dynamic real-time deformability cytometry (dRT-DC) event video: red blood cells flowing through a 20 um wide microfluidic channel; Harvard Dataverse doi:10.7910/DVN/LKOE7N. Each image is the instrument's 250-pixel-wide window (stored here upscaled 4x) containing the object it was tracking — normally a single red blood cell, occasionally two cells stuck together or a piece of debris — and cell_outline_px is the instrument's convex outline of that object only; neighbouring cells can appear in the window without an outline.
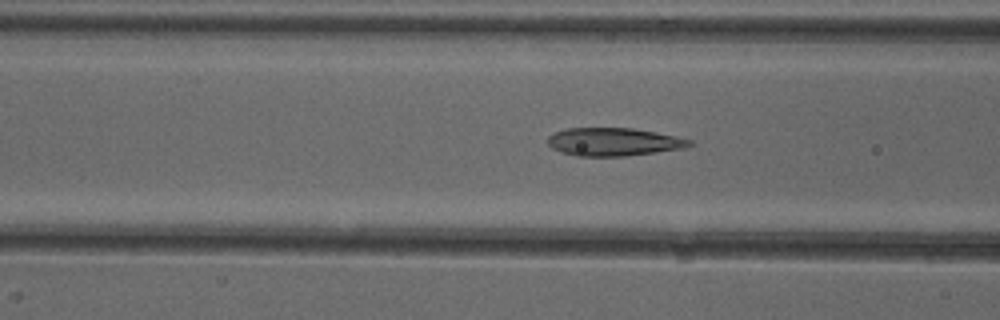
{"species": "common noctule bat (a hibernating species)", "species_latin": "Nyctalus noctula", "temperature_condition": "cold", "stored_images_in_passage": 41, "camera_frame_rate_fps": 3000, "um_per_image_px": 0.085, "animal": {"sex": "female"}, "frame": {"image": 1, "passage_image": 17, "time_ms": 5.333, "image_size_px": [1000, 320], "cell_outline_px": [[692, 144], [684, 148], [656, 152], [624, 156], [576, 156], [552, 148], [548, 144], [548, 136], [556, 132], [568, 128], [632, 128], [656, 132], [676, 136], [692, 140]], "centroid_in_image_um": [52.17, 12.05], "position_along_channel_um": 114.4, "area_um2": 23.0}}
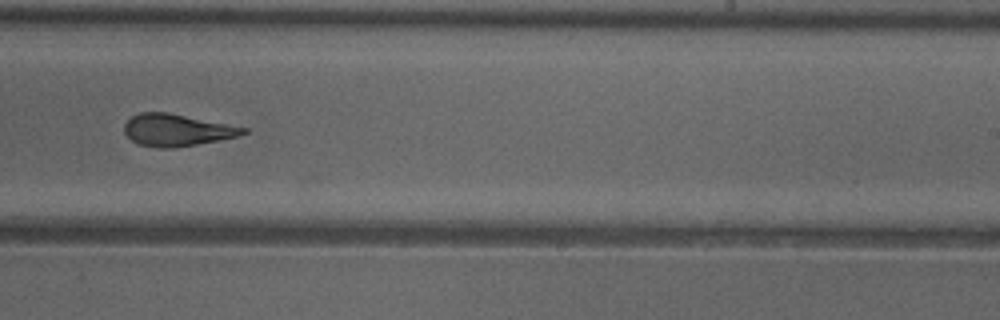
{"frame": {"image": 2, "passage_image": 29, "time_ms": 9.333, "image_size_px": [1000, 320], "cell_outline_px": [[248, 132], [236, 136], [220, 140], [172, 148], [160, 148], [140, 144], [132, 140], [124, 132], [124, 124], [132, 116], [140, 112], [168, 112], [248, 128]], "centroid_in_image_um": [15.02, 11.05], "position_along_channel_um": 274.0, "area_um2": 21.96}}
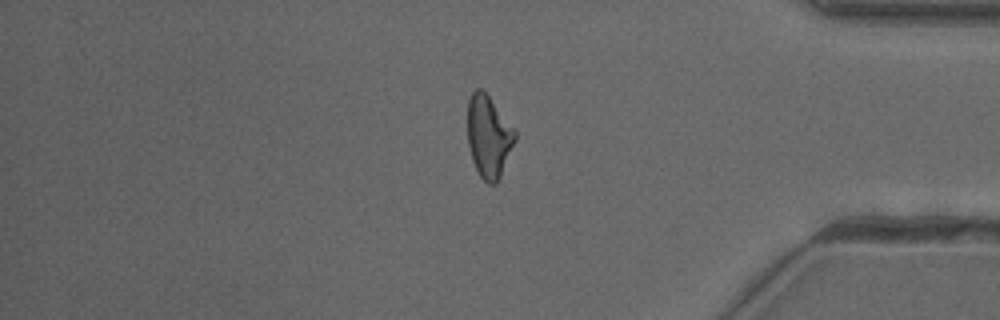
{"frame": {"image": 3, "passage_image": 40, "time_ms": 13.0, "image_size_px": [1000, 320], "cell_outline_px": [[516, 140], [500, 176], [496, 184], [488, 184], [480, 176], [472, 160], [468, 144], [468, 100], [472, 92], [476, 88], [480, 88], [488, 96], [516, 132]], "centroid_in_image_um": [41.52, 11.62], "position_along_channel_um": 393.7, "area_um2": 22.31}}